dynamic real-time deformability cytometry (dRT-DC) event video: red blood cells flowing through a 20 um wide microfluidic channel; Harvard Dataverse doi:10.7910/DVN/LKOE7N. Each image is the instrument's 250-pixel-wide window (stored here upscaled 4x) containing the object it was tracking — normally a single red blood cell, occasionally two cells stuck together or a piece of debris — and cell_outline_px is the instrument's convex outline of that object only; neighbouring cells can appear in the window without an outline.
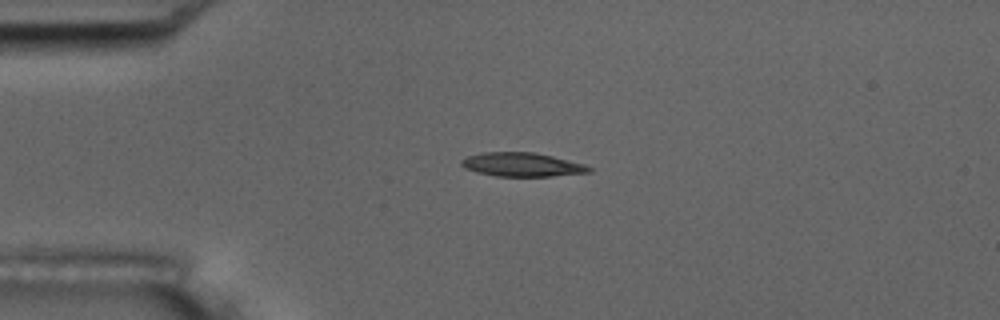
{"species": "common noctule bat (a hibernating species)", "species_latin": "Nyctalus noctula", "temperature_condition": "room temperature", "stored_images_in_passage": 5, "camera_frame_rate_fps": 3000, "um_per_image_px": 0.085, "animal": {"sex": "male", "body_mass_g": 17.5, "forearm_length_mm": 52.3}, "frame": {"image": 1, "passage_image": 3, "time_ms": 0.667, "image_size_px": [1000, 320], "cell_outline_px": [[592, 172], [552, 176], [496, 176], [476, 172], [464, 168], [460, 164], [460, 160], [468, 156], [480, 152], [532, 152], [552, 156], [584, 164], [592, 168]], "centroid_in_image_um": [44.34, 13.99], "position_along_channel_um": 40.7, "area_um2": 17.74}}